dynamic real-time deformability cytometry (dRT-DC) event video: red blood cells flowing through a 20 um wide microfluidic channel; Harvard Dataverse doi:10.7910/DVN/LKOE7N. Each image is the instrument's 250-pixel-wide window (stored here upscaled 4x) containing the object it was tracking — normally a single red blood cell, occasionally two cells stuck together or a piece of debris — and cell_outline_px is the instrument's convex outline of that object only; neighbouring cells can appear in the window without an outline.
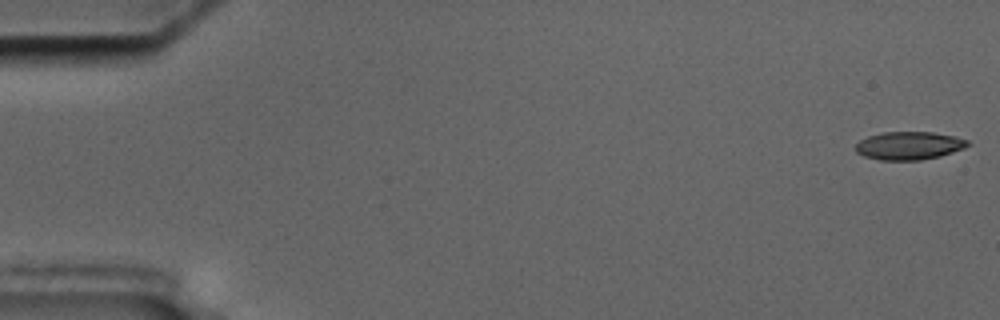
{"species": "common noctule bat (a hibernating species)", "species_latin": "Nyctalus noctula", "temperature_condition": "cold", "stored_images_in_passage": 56, "segment_of_instrument_passage": [1, 2], "camera_frame_rate_fps": 3000, "um_per_image_px": 0.085, "animal": {"sex": "male", "body_mass_g": 17.5, "forearm_length_mm": 52.3}, "frame": {"image": 1, "passage_image": 1, "time_ms": 0.0, "image_size_px": [1000, 320], "cell_outline_px": [[972, 144], [964, 148], [940, 156], [920, 160], [880, 160], [864, 156], [856, 152], [856, 144], [860, 140], [868, 136], [884, 132], [932, 132], [956, 136], [968, 140]], "centroid_in_image_um": [77.29, 12.38], "position_along_channel_um": 7.7, "area_um2": 18.38}}
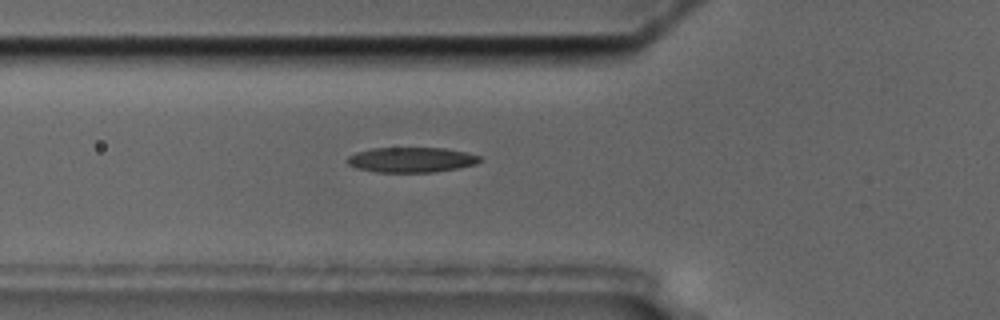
{"frame": {"image": 2, "passage_image": 20, "time_ms": 6.333, "image_size_px": [1000, 320], "cell_outline_px": [[480, 160], [476, 164], [460, 168], [436, 172], [376, 172], [356, 168], [348, 164], [348, 156], [356, 152], [372, 148], [444, 148], [464, 152], [480, 156]], "centroid_in_image_um": [34.96, 13.59], "position_along_channel_um": 90.8, "area_um2": 19.36}}
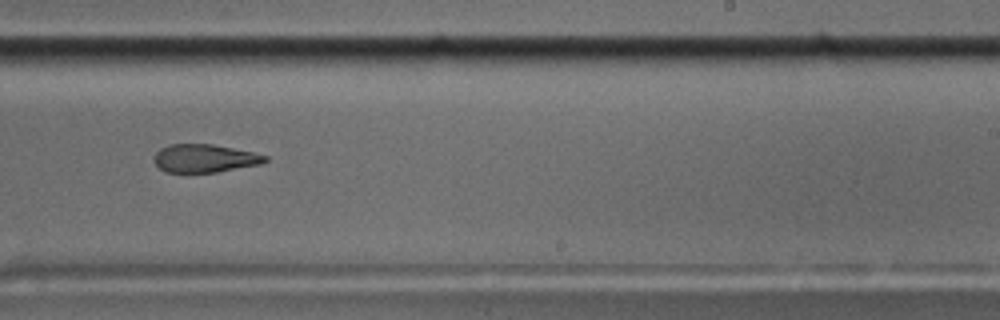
{"frame": {"image": 3, "passage_image": 35, "time_ms": 11.333, "image_size_px": [1000, 320], "cell_outline_px": [[268, 160], [260, 164], [216, 172], [164, 172], [152, 160], [156, 152], [160, 148], [168, 144], [212, 144], [252, 152], [268, 156]], "centroid_in_image_um": [17.35, 13.45], "position_along_channel_um": 271.6, "area_um2": 18.15}}